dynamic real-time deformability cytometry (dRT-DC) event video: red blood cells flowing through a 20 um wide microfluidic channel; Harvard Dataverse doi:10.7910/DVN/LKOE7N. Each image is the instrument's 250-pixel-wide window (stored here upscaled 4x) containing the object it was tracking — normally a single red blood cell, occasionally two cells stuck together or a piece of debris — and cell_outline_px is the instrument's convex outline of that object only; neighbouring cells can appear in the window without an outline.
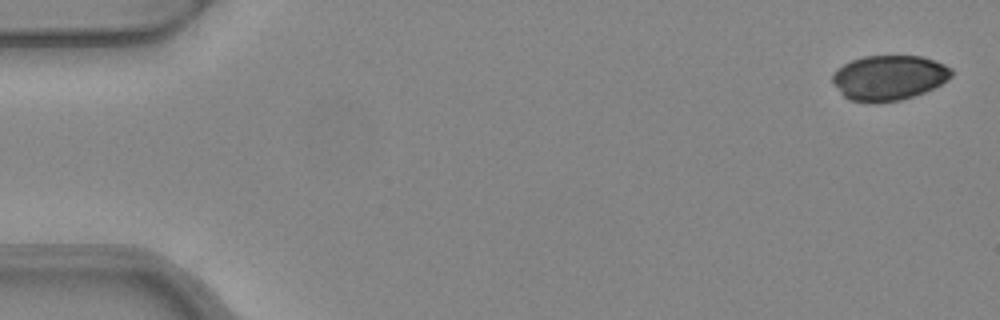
{"species": "common noctule bat (a hibernating species)", "species_latin": "Nyctalus noctula", "temperature_condition": "warm", "stored_images_in_passage": 5, "camera_frame_rate_fps": 3000, "um_per_image_px": 0.085, "animal": {"sex": "female", "body_mass_g": 24.6, "forearm_length_mm": 56.2}, "frame": {"image": 1, "passage_image": 1, "time_ms": 0.0, "image_size_px": [1000, 320], "cell_outline_px": [[952, 76], [948, 80], [924, 92], [900, 100], [848, 100], [832, 84], [832, 76], [844, 64], [852, 60], [864, 56], [924, 56], [944, 64], [952, 68]], "centroid_in_image_um": [75.59, 6.57], "position_along_channel_um": 9.4, "area_um2": 30.58}}
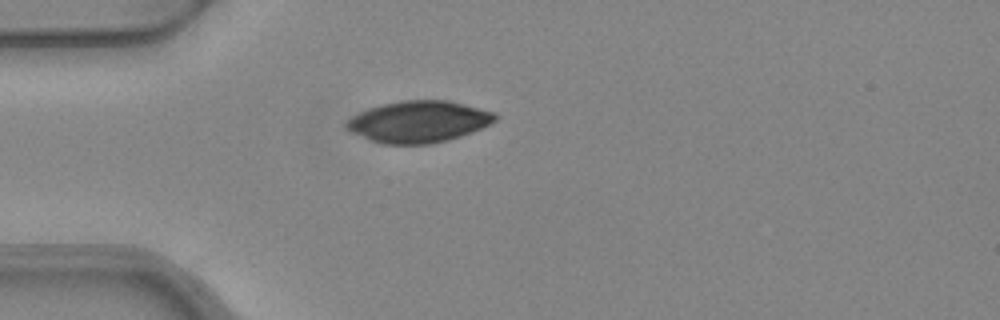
{"frame": {"image": 2, "passage_image": 4, "time_ms": 1.0, "image_size_px": [1000, 320], "cell_outline_px": [[500, 116], [496, 120], [472, 132], [448, 140], [432, 144], [380, 144], [352, 132], [344, 128], [344, 124], [352, 116], [368, 108], [380, 104], [400, 100], [448, 100], [492, 112]], "centroid_in_image_um": [35.54, 10.34], "position_along_channel_um": 49.5, "area_um2": 36.01}}